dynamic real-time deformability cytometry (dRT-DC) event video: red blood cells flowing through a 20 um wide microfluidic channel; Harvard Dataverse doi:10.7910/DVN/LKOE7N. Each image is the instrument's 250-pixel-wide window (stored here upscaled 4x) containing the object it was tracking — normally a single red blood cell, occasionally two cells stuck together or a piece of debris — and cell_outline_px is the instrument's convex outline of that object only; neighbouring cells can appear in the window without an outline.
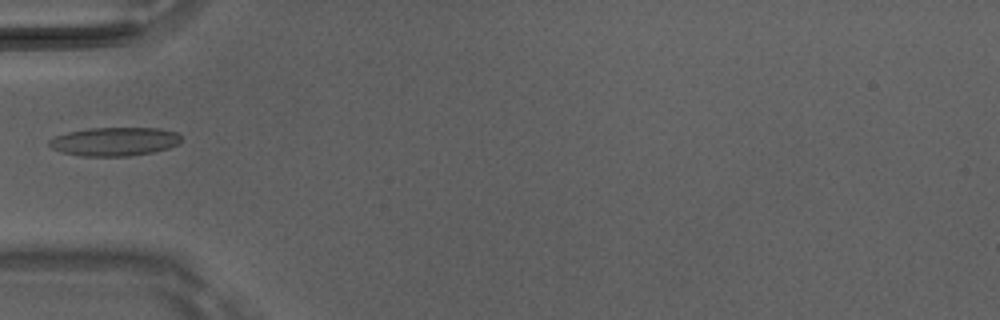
{"species": "Egyptian fruit bat (a non-hibernating species)", "species_latin": "Rousettus aegyptiacus", "temperature_condition": "room temperature", "stored_images_in_passage": 5, "camera_frame_rate_fps": 3000, "um_per_image_px": 0.085, "animal": {"sex": "male"}, "frame": {"image": 1, "passage_image": 4, "time_ms": 1.0, "image_size_px": [1000, 320], "cell_outline_px": [[180, 140], [176, 144], [168, 148], [152, 152], [128, 156], [80, 156], [64, 152], [52, 148], [48, 144], [48, 140], [56, 136], [68, 132], [88, 128], [160, 128], [176, 132], [180, 136]], "centroid_in_image_um": [9.71, 12.02], "position_along_channel_um": 75.3, "area_um2": 21.85}}